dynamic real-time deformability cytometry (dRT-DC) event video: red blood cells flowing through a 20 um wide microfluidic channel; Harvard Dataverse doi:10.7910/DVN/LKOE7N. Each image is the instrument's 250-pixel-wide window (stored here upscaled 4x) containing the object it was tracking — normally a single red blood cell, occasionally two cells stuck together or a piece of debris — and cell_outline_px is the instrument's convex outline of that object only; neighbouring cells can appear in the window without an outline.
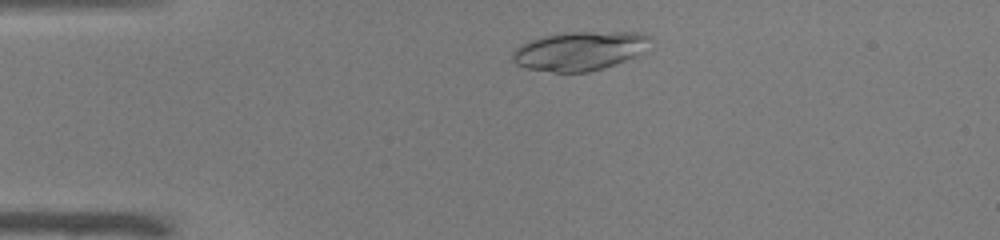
{"species": "common noctule bat (a hibernating species)", "species_latin": "Nyctalus noctula", "temperature_condition": "warm", "stored_images_in_passage": 44, "camera_frame_rate_fps": 3000, "um_per_image_px": 0.085, "animal": {"sex": "male", "body_mass_g": 19.0, "forearm_length_mm": 50.8}, "frame": {"image": 1, "passage_image": 5, "time_ms": 1.333, "image_size_px": [1000, 240], "cell_outline_px": [[652, 36], [644, 56], [604, 68], [588, 72], [552, 72], [524, 68], [516, 64], [512, 60], [512, 52], [520, 44], [528, 40], [540, 36], [564, 32], [644, 32]], "centroid_in_image_um": [49.33, 4.32], "position_along_channel_um": 35.7, "area_um2": 32.31}}
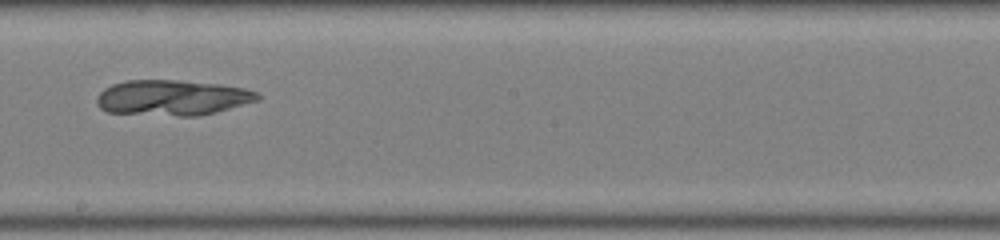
{"frame": {"image": 2, "passage_image": 23, "time_ms": 7.333, "image_size_px": [1000, 240], "cell_outline_px": [[260, 100], [216, 112], [200, 116], [176, 116], [108, 112], [100, 108], [96, 104], [96, 96], [104, 88], [112, 84], [128, 80], [180, 80], [220, 84], [244, 88], [256, 92], [260, 96]], "centroid_in_image_um": [14.64, 8.3], "position_along_channel_um": 233.6, "area_um2": 33.47}}
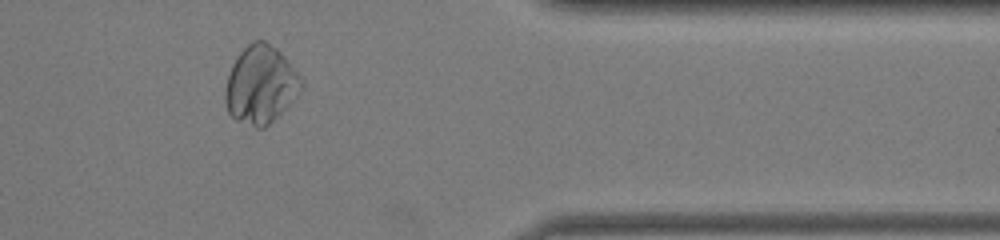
{"frame": {"image": 3, "passage_image": 36, "time_ms": 11.667, "image_size_px": [1000, 240], "cell_outline_px": [[304, 88], [264, 128], [256, 128], [236, 120], [228, 112], [224, 100], [224, 88], [232, 64], [240, 52], [252, 40], [264, 40], [276, 48], [284, 56], [300, 76], [304, 84]], "centroid_in_image_um": [22.13, 7.19], "position_along_channel_um": 389.3, "area_um2": 34.33}}